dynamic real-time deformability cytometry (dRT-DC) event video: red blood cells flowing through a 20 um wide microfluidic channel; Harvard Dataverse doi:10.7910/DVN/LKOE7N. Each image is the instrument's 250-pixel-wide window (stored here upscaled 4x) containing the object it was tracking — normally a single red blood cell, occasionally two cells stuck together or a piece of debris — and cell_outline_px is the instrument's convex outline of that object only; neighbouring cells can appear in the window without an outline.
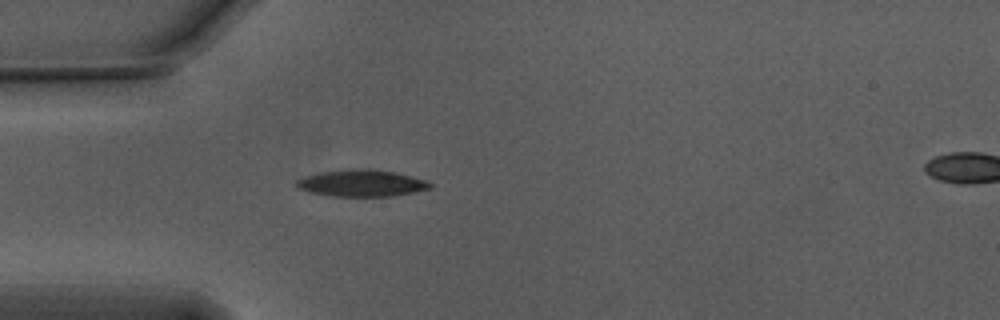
{"species": "Egyptian fruit bat (a non-hibernating species)", "species_latin": "Rousettus aegyptiacus", "temperature_condition": "warm", "stored_images_in_passage": 51, "camera_frame_rate_fps": 3000, "um_per_image_px": 0.085, "animal": {"sex": "male"}, "frame": {"image": 1, "passage_image": 12, "time_ms": 3.667, "image_size_px": [1000, 320], "cell_outline_px": [[432, 188], [392, 196], [332, 196], [312, 192], [300, 188], [296, 184], [296, 180], [304, 176], [320, 172], [348, 168], [368, 168], [396, 172], [424, 180], [432, 184]], "centroid_in_image_um": [30.73, 15.55], "position_along_channel_um": 54.3, "area_um2": 20.75}}
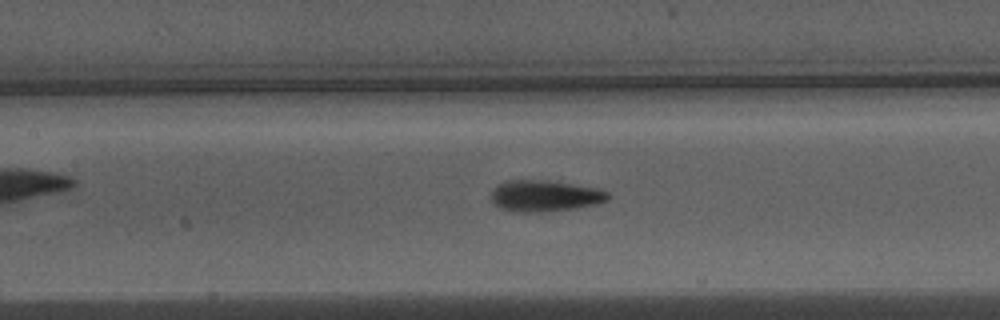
{"frame": {"image": 2, "passage_image": 21, "time_ms": 6.667, "image_size_px": [1000, 320], "cell_outline_px": [[612, 196], [608, 200], [596, 204], [576, 208], [540, 212], [520, 212], [500, 208], [492, 200], [492, 192], [496, 184], [508, 180], [548, 180], [600, 188], [608, 192]], "centroid_in_image_um": [46.36, 16.63], "position_along_channel_um": 161.0, "area_um2": 21.44}}
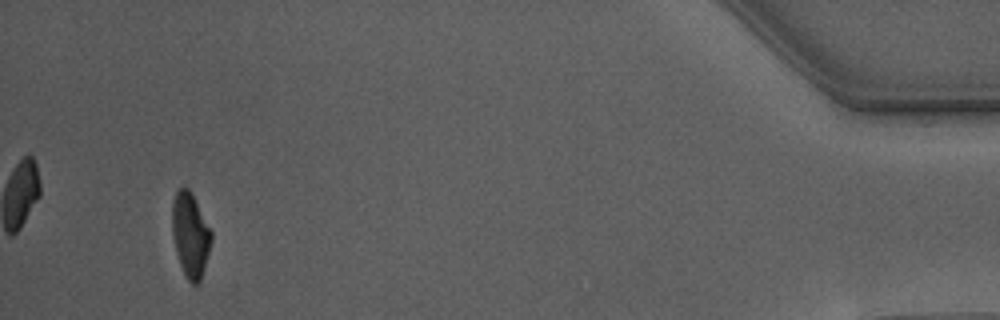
{"frame": {"image": 3, "passage_image": 48, "time_ms": 15.667, "image_size_px": [1000, 320], "cell_outline_px": [[212, 240], [200, 280], [196, 284], [192, 284], [188, 280], [180, 264], [176, 252], [172, 232], [172, 200], [176, 192], [184, 184], [192, 192], [212, 232]], "centroid_in_image_um": [16.17, 19.9], "position_along_channel_um": 419.0, "area_um2": 19.19}, "authors_computed_cell_mechanics": {"area_um2": 20.1722, "velocity_mm_per_s": 3.7599, "shape_relaxation_time_tau1_ms": 3.7673, "shape_relaxation_time_tau2_ms": 1.905, "deformation_change_tau1": 0.2027, "deformation_change_tau2": 0.0871}}